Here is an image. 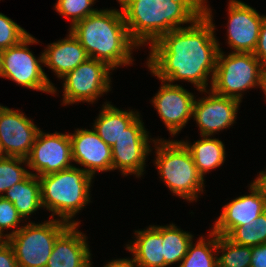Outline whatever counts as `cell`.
<instances>
[{
    "mask_svg": "<svg viewBox=\"0 0 266 267\" xmlns=\"http://www.w3.org/2000/svg\"><path fill=\"white\" fill-rule=\"evenodd\" d=\"M204 0V14L193 24L165 33L150 46L147 66L159 80L173 84L184 80L198 91L212 85L221 50L215 37L211 8ZM211 74V75H210Z\"/></svg>",
    "mask_w": 266,
    "mask_h": 267,
    "instance_id": "1",
    "label": "cell"
},
{
    "mask_svg": "<svg viewBox=\"0 0 266 267\" xmlns=\"http://www.w3.org/2000/svg\"><path fill=\"white\" fill-rule=\"evenodd\" d=\"M131 40L151 46L165 33L193 24L204 14V0H116Z\"/></svg>",
    "mask_w": 266,
    "mask_h": 267,
    "instance_id": "2",
    "label": "cell"
},
{
    "mask_svg": "<svg viewBox=\"0 0 266 267\" xmlns=\"http://www.w3.org/2000/svg\"><path fill=\"white\" fill-rule=\"evenodd\" d=\"M69 29L88 57L105 62L113 70L133 64L131 54L138 46L128 34L122 10L100 9Z\"/></svg>",
    "mask_w": 266,
    "mask_h": 267,
    "instance_id": "3",
    "label": "cell"
},
{
    "mask_svg": "<svg viewBox=\"0 0 266 267\" xmlns=\"http://www.w3.org/2000/svg\"><path fill=\"white\" fill-rule=\"evenodd\" d=\"M38 177L42 207L52 212L50 218L57 215L59 220L79 225L80 222L72 219L91 202L93 177L76 166Z\"/></svg>",
    "mask_w": 266,
    "mask_h": 267,
    "instance_id": "4",
    "label": "cell"
},
{
    "mask_svg": "<svg viewBox=\"0 0 266 267\" xmlns=\"http://www.w3.org/2000/svg\"><path fill=\"white\" fill-rule=\"evenodd\" d=\"M157 141V142H156ZM155 163L161 181L175 195L189 202L197 201L204 189V179L198 173L191 152L180 140L156 139Z\"/></svg>",
    "mask_w": 266,
    "mask_h": 267,
    "instance_id": "5",
    "label": "cell"
},
{
    "mask_svg": "<svg viewBox=\"0 0 266 267\" xmlns=\"http://www.w3.org/2000/svg\"><path fill=\"white\" fill-rule=\"evenodd\" d=\"M263 73L264 68L254 53L231 52L226 56L220 50L210 89L242 102L244 91L258 86L263 90Z\"/></svg>",
    "mask_w": 266,
    "mask_h": 267,
    "instance_id": "6",
    "label": "cell"
},
{
    "mask_svg": "<svg viewBox=\"0 0 266 267\" xmlns=\"http://www.w3.org/2000/svg\"><path fill=\"white\" fill-rule=\"evenodd\" d=\"M70 224L58 218L26 223L6 240L13 247L18 267H46L57 237Z\"/></svg>",
    "mask_w": 266,
    "mask_h": 267,
    "instance_id": "7",
    "label": "cell"
},
{
    "mask_svg": "<svg viewBox=\"0 0 266 267\" xmlns=\"http://www.w3.org/2000/svg\"><path fill=\"white\" fill-rule=\"evenodd\" d=\"M39 43L31 34L19 44L1 51L0 77L14 81L25 88L56 94L57 88L42 69L43 52L37 58L28 48Z\"/></svg>",
    "mask_w": 266,
    "mask_h": 267,
    "instance_id": "8",
    "label": "cell"
},
{
    "mask_svg": "<svg viewBox=\"0 0 266 267\" xmlns=\"http://www.w3.org/2000/svg\"><path fill=\"white\" fill-rule=\"evenodd\" d=\"M111 70L113 71L105 62L87 58L61 78L64 90L62 104L71 105L77 102L93 104L111 90Z\"/></svg>",
    "mask_w": 266,
    "mask_h": 267,
    "instance_id": "9",
    "label": "cell"
},
{
    "mask_svg": "<svg viewBox=\"0 0 266 267\" xmlns=\"http://www.w3.org/2000/svg\"><path fill=\"white\" fill-rule=\"evenodd\" d=\"M139 116L118 139L112 149V171L119 169L123 176L134 174L137 178L145 173L146 158L150 154L149 132ZM150 140V141H149Z\"/></svg>",
    "mask_w": 266,
    "mask_h": 267,
    "instance_id": "10",
    "label": "cell"
},
{
    "mask_svg": "<svg viewBox=\"0 0 266 267\" xmlns=\"http://www.w3.org/2000/svg\"><path fill=\"white\" fill-rule=\"evenodd\" d=\"M27 166L35 176H45L74 166L69 134L44 133L39 130L29 156Z\"/></svg>",
    "mask_w": 266,
    "mask_h": 267,
    "instance_id": "11",
    "label": "cell"
},
{
    "mask_svg": "<svg viewBox=\"0 0 266 267\" xmlns=\"http://www.w3.org/2000/svg\"><path fill=\"white\" fill-rule=\"evenodd\" d=\"M39 130L20 110L0 105V145L5 156L26 159Z\"/></svg>",
    "mask_w": 266,
    "mask_h": 267,
    "instance_id": "12",
    "label": "cell"
},
{
    "mask_svg": "<svg viewBox=\"0 0 266 267\" xmlns=\"http://www.w3.org/2000/svg\"><path fill=\"white\" fill-rule=\"evenodd\" d=\"M207 97L195 99L192 117L199 127L201 136H213L215 133L229 129L234 124L239 110L240 101L220 96L211 89L200 90Z\"/></svg>",
    "mask_w": 266,
    "mask_h": 267,
    "instance_id": "13",
    "label": "cell"
},
{
    "mask_svg": "<svg viewBox=\"0 0 266 267\" xmlns=\"http://www.w3.org/2000/svg\"><path fill=\"white\" fill-rule=\"evenodd\" d=\"M194 96L181 85L161 80L152 104L171 136L177 135L192 118Z\"/></svg>",
    "mask_w": 266,
    "mask_h": 267,
    "instance_id": "14",
    "label": "cell"
},
{
    "mask_svg": "<svg viewBox=\"0 0 266 267\" xmlns=\"http://www.w3.org/2000/svg\"><path fill=\"white\" fill-rule=\"evenodd\" d=\"M227 10V42L232 52L254 53L266 15L240 0H229Z\"/></svg>",
    "mask_w": 266,
    "mask_h": 267,
    "instance_id": "15",
    "label": "cell"
},
{
    "mask_svg": "<svg viewBox=\"0 0 266 267\" xmlns=\"http://www.w3.org/2000/svg\"><path fill=\"white\" fill-rule=\"evenodd\" d=\"M250 193L241 195L223 206L212 231L227 236L235 227L245 225L266 211V190L254 179L249 186Z\"/></svg>",
    "mask_w": 266,
    "mask_h": 267,
    "instance_id": "16",
    "label": "cell"
},
{
    "mask_svg": "<svg viewBox=\"0 0 266 267\" xmlns=\"http://www.w3.org/2000/svg\"><path fill=\"white\" fill-rule=\"evenodd\" d=\"M71 140L72 160L94 178L96 172L112 170V149L93 130L76 129L69 133Z\"/></svg>",
    "mask_w": 266,
    "mask_h": 267,
    "instance_id": "17",
    "label": "cell"
},
{
    "mask_svg": "<svg viewBox=\"0 0 266 267\" xmlns=\"http://www.w3.org/2000/svg\"><path fill=\"white\" fill-rule=\"evenodd\" d=\"M78 226L69 225L57 237L46 267H82L91 259L87 236L78 230Z\"/></svg>",
    "mask_w": 266,
    "mask_h": 267,
    "instance_id": "18",
    "label": "cell"
},
{
    "mask_svg": "<svg viewBox=\"0 0 266 267\" xmlns=\"http://www.w3.org/2000/svg\"><path fill=\"white\" fill-rule=\"evenodd\" d=\"M88 57L85 48L69 30L66 38L48 44L43 52V65L51 68L61 79Z\"/></svg>",
    "mask_w": 266,
    "mask_h": 267,
    "instance_id": "19",
    "label": "cell"
},
{
    "mask_svg": "<svg viewBox=\"0 0 266 267\" xmlns=\"http://www.w3.org/2000/svg\"><path fill=\"white\" fill-rule=\"evenodd\" d=\"M136 239L126 245L138 267H165L163 257V226L151 225L134 232Z\"/></svg>",
    "mask_w": 266,
    "mask_h": 267,
    "instance_id": "20",
    "label": "cell"
},
{
    "mask_svg": "<svg viewBox=\"0 0 266 267\" xmlns=\"http://www.w3.org/2000/svg\"><path fill=\"white\" fill-rule=\"evenodd\" d=\"M99 112L93 130L110 147L118 142L124 131L140 116L138 111L121 110L110 102L104 103Z\"/></svg>",
    "mask_w": 266,
    "mask_h": 267,
    "instance_id": "21",
    "label": "cell"
},
{
    "mask_svg": "<svg viewBox=\"0 0 266 267\" xmlns=\"http://www.w3.org/2000/svg\"><path fill=\"white\" fill-rule=\"evenodd\" d=\"M3 197L13 203L18 214L26 220L31 214L42 207L40 180L30 173L23 181L14 184Z\"/></svg>",
    "mask_w": 266,
    "mask_h": 267,
    "instance_id": "22",
    "label": "cell"
},
{
    "mask_svg": "<svg viewBox=\"0 0 266 267\" xmlns=\"http://www.w3.org/2000/svg\"><path fill=\"white\" fill-rule=\"evenodd\" d=\"M202 139L195 141L193 144L181 140L192 154L194 164L198 173L203 177L223 165L225 162V145L218 138L210 136H201Z\"/></svg>",
    "mask_w": 266,
    "mask_h": 267,
    "instance_id": "23",
    "label": "cell"
},
{
    "mask_svg": "<svg viewBox=\"0 0 266 267\" xmlns=\"http://www.w3.org/2000/svg\"><path fill=\"white\" fill-rule=\"evenodd\" d=\"M193 237L190 232L181 230L176 224L163 226L162 245L165 267L182 261Z\"/></svg>",
    "mask_w": 266,
    "mask_h": 267,
    "instance_id": "24",
    "label": "cell"
},
{
    "mask_svg": "<svg viewBox=\"0 0 266 267\" xmlns=\"http://www.w3.org/2000/svg\"><path fill=\"white\" fill-rule=\"evenodd\" d=\"M209 238L205 239L202 235L195 244L192 240L178 267H218L217 234L211 230Z\"/></svg>",
    "mask_w": 266,
    "mask_h": 267,
    "instance_id": "25",
    "label": "cell"
},
{
    "mask_svg": "<svg viewBox=\"0 0 266 267\" xmlns=\"http://www.w3.org/2000/svg\"><path fill=\"white\" fill-rule=\"evenodd\" d=\"M217 256L218 267H250L251 246L238 245L226 236L217 235Z\"/></svg>",
    "mask_w": 266,
    "mask_h": 267,
    "instance_id": "26",
    "label": "cell"
},
{
    "mask_svg": "<svg viewBox=\"0 0 266 267\" xmlns=\"http://www.w3.org/2000/svg\"><path fill=\"white\" fill-rule=\"evenodd\" d=\"M242 246H258L266 243V211L251 222L235 227L227 236Z\"/></svg>",
    "mask_w": 266,
    "mask_h": 267,
    "instance_id": "27",
    "label": "cell"
},
{
    "mask_svg": "<svg viewBox=\"0 0 266 267\" xmlns=\"http://www.w3.org/2000/svg\"><path fill=\"white\" fill-rule=\"evenodd\" d=\"M22 164H27L25 158L5 156L0 159V196H3L14 184L23 181L32 173L24 169Z\"/></svg>",
    "mask_w": 266,
    "mask_h": 267,
    "instance_id": "28",
    "label": "cell"
},
{
    "mask_svg": "<svg viewBox=\"0 0 266 267\" xmlns=\"http://www.w3.org/2000/svg\"><path fill=\"white\" fill-rule=\"evenodd\" d=\"M96 0H57L55 3V10L65 17L71 18V25L73 26L78 21L92 15L98 11L92 6Z\"/></svg>",
    "mask_w": 266,
    "mask_h": 267,
    "instance_id": "29",
    "label": "cell"
},
{
    "mask_svg": "<svg viewBox=\"0 0 266 267\" xmlns=\"http://www.w3.org/2000/svg\"><path fill=\"white\" fill-rule=\"evenodd\" d=\"M29 34L12 19L0 13V51L19 44Z\"/></svg>",
    "mask_w": 266,
    "mask_h": 267,
    "instance_id": "30",
    "label": "cell"
},
{
    "mask_svg": "<svg viewBox=\"0 0 266 267\" xmlns=\"http://www.w3.org/2000/svg\"><path fill=\"white\" fill-rule=\"evenodd\" d=\"M23 222L22 217L18 214L13 203L0 196V241L6 240L15 234L21 227L18 225ZM14 228V230L12 229ZM5 229H12V232L4 234Z\"/></svg>",
    "mask_w": 266,
    "mask_h": 267,
    "instance_id": "31",
    "label": "cell"
},
{
    "mask_svg": "<svg viewBox=\"0 0 266 267\" xmlns=\"http://www.w3.org/2000/svg\"><path fill=\"white\" fill-rule=\"evenodd\" d=\"M0 267H18L13 247L7 240L0 241Z\"/></svg>",
    "mask_w": 266,
    "mask_h": 267,
    "instance_id": "32",
    "label": "cell"
},
{
    "mask_svg": "<svg viewBox=\"0 0 266 267\" xmlns=\"http://www.w3.org/2000/svg\"><path fill=\"white\" fill-rule=\"evenodd\" d=\"M254 56L260 61L262 67L266 69V17L261 24Z\"/></svg>",
    "mask_w": 266,
    "mask_h": 267,
    "instance_id": "33",
    "label": "cell"
},
{
    "mask_svg": "<svg viewBox=\"0 0 266 267\" xmlns=\"http://www.w3.org/2000/svg\"><path fill=\"white\" fill-rule=\"evenodd\" d=\"M250 267H266V243L251 247Z\"/></svg>",
    "mask_w": 266,
    "mask_h": 267,
    "instance_id": "34",
    "label": "cell"
},
{
    "mask_svg": "<svg viewBox=\"0 0 266 267\" xmlns=\"http://www.w3.org/2000/svg\"><path fill=\"white\" fill-rule=\"evenodd\" d=\"M104 267H138L133 258H123V259H115L110 262H106Z\"/></svg>",
    "mask_w": 266,
    "mask_h": 267,
    "instance_id": "35",
    "label": "cell"
},
{
    "mask_svg": "<svg viewBox=\"0 0 266 267\" xmlns=\"http://www.w3.org/2000/svg\"><path fill=\"white\" fill-rule=\"evenodd\" d=\"M256 180L264 187L266 190V171H260Z\"/></svg>",
    "mask_w": 266,
    "mask_h": 267,
    "instance_id": "36",
    "label": "cell"
},
{
    "mask_svg": "<svg viewBox=\"0 0 266 267\" xmlns=\"http://www.w3.org/2000/svg\"><path fill=\"white\" fill-rule=\"evenodd\" d=\"M264 95L266 96V69H264V73H263V90Z\"/></svg>",
    "mask_w": 266,
    "mask_h": 267,
    "instance_id": "37",
    "label": "cell"
},
{
    "mask_svg": "<svg viewBox=\"0 0 266 267\" xmlns=\"http://www.w3.org/2000/svg\"><path fill=\"white\" fill-rule=\"evenodd\" d=\"M91 265H92V262H91V260L89 259V260H87V261L83 264L82 267H92Z\"/></svg>",
    "mask_w": 266,
    "mask_h": 267,
    "instance_id": "38",
    "label": "cell"
},
{
    "mask_svg": "<svg viewBox=\"0 0 266 267\" xmlns=\"http://www.w3.org/2000/svg\"><path fill=\"white\" fill-rule=\"evenodd\" d=\"M5 154L2 151L1 145H0V159L4 158Z\"/></svg>",
    "mask_w": 266,
    "mask_h": 267,
    "instance_id": "39",
    "label": "cell"
}]
</instances>
